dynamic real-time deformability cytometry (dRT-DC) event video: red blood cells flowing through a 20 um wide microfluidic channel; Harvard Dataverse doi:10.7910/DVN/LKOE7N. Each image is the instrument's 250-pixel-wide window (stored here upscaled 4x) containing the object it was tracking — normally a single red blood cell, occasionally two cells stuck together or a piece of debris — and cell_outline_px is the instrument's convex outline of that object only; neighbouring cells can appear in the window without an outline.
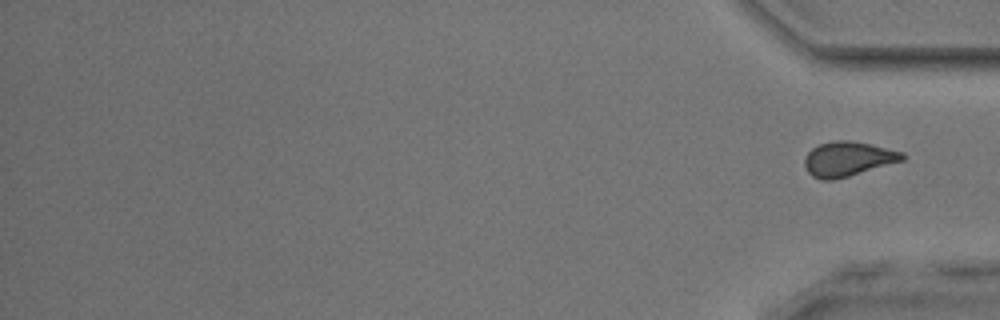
{"species": "common noctule bat (a hibernating species)", "species_latin": "Nyctalus noctula", "temperature_condition": "room temperature", "stored_images_in_passage": 53, "segment_of_instrument_passage": [2, 2], "camera_frame_rate_fps": 3000, "um_per_image_px": 0.085, "animal": {"sex": "male", "body_mass_g": 17.9, "forearm_length_mm": 54.2}, "frame": {"image": 1, "passage_image": 53, "time_ms": 17.333, "image_size_px": [1000, 320], "cell_outline_px": [[908, 156], [904, 160], [848, 176], [832, 180], [820, 180], [812, 176], [808, 172], [804, 164], [804, 160], [808, 152], [812, 148], [820, 144], [832, 140], [848, 140], [872, 144], [904, 152]], "centroid_in_image_um": [72.09, 13.5], "position_along_channel_um": 363.1, "area_um2": 19.83}}